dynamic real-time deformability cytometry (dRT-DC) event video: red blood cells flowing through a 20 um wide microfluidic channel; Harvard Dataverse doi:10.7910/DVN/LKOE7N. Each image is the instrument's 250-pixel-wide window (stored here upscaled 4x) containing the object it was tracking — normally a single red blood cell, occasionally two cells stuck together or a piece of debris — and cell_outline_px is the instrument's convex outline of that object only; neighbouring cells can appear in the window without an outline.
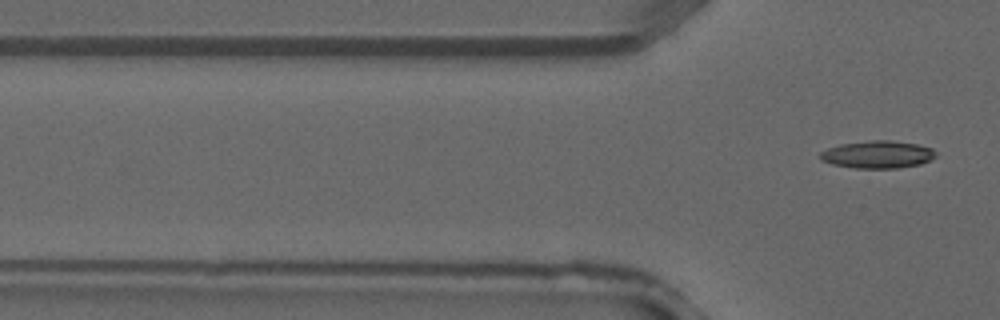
{"species": "common noctule bat (a hibernating species)", "species_latin": "Nyctalus noctula", "temperature_condition": "warm", "stored_images_in_passage": 3, "camera_frame_rate_fps": 3000, "um_per_image_px": 0.085, "animal": {"sex": "male", "forearm_length_mm": 52.5}, "frame": {"image": 1, "passage_image": 3, "time_ms": 0.667, "image_size_px": [1000, 320], "cell_outline_px": [[936, 156], [920, 164], [896, 168], [856, 168], [832, 164], [820, 160], [820, 152], [828, 148], [840, 144], [868, 140], [892, 140], [916, 144], [932, 148], [936, 152]], "centroid_in_image_um": [74.58, 13.12], "position_along_channel_um": 51.2, "area_um2": 18.5}}